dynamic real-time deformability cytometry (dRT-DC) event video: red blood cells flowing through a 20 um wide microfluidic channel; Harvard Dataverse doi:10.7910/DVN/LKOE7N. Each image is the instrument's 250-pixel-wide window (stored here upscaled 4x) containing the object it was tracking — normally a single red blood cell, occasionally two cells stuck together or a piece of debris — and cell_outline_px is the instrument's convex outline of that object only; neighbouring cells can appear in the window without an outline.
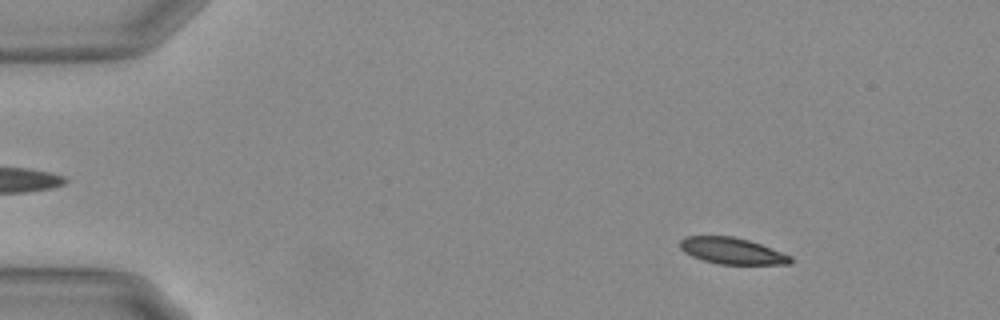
{"species": "Egyptian fruit bat (a non-hibernating species)", "species_latin": "Rousettus aegyptiacus", "temperature_condition": "warm", "stored_images_in_passage": 55, "camera_frame_rate_fps": 3000, "um_per_image_px": 0.085, "animal": {"sex": "female"}, "frame": {"image": 1, "passage_image": 7, "time_ms": 2.0, "image_size_px": [1000, 320], "cell_outline_px": [[792, 260], [788, 264], [720, 264], [704, 260], [692, 256], [684, 252], [680, 248], [680, 240], [688, 236], [732, 236], [748, 240], [760, 244], [792, 256]], "centroid_in_image_um": [62.21, 21.32], "position_along_channel_um": 22.8, "area_um2": 16.76}}
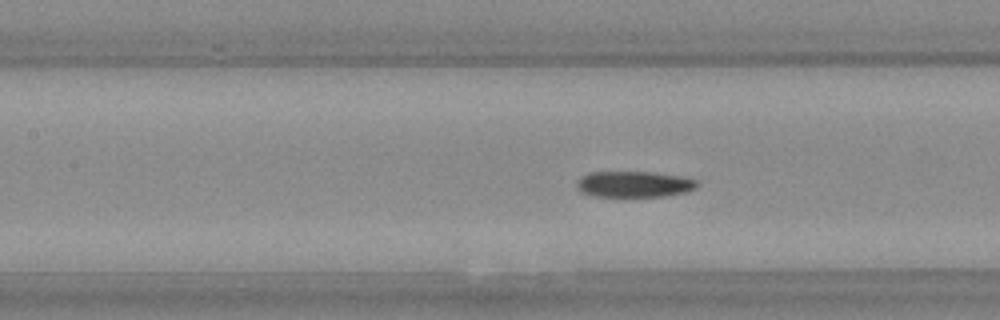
{"frame": {"image": 2, "passage_image": 25, "time_ms": 8.0, "image_size_px": [1000, 320], "cell_outline_px": [[700, 184], [696, 188], [684, 192], [664, 196], [624, 200], [592, 196], [580, 192], [576, 184], [584, 176], [592, 172], [648, 172], [684, 176], [696, 180]], "centroid_in_image_um": [53.9, 15.72], "position_along_channel_um": 153.5, "area_um2": 19.13}}
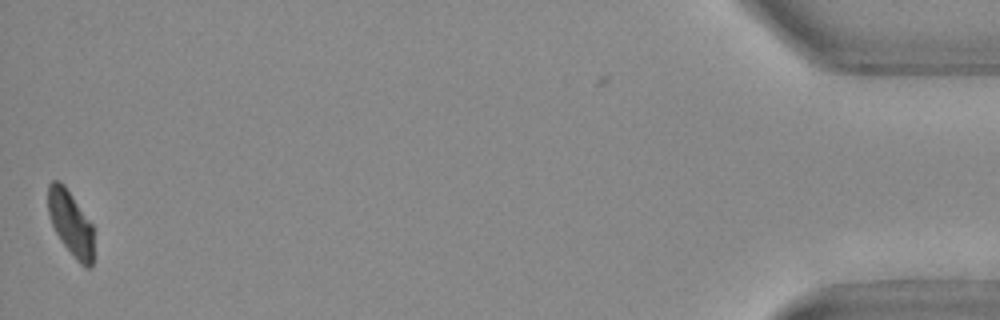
{"frame": {"image": 3, "passage_image": 55, "time_ms": 18.0, "image_size_px": [1000, 320], "cell_outline_px": [[92, 268], [84, 268], [76, 260], [64, 244], [56, 232], [52, 224], [48, 212], [48, 184], [52, 180], [60, 180], [64, 184], [92, 224]], "centroid_in_image_um": [5.99, 18.96], "position_along_channel_um": 429.2, "area_um2": 17.05}, "authors_computed_cell_mechanics": {"area_um2": 18.6116, "velocity_mm_per_s": 3.6842, "shape_relaxation_time_tau1_ms": 5.1396, "shape_relaxation_time_tau2_ms": null, "deformation_change_tau1": 0.17, "deformation_change_tau2": null}}